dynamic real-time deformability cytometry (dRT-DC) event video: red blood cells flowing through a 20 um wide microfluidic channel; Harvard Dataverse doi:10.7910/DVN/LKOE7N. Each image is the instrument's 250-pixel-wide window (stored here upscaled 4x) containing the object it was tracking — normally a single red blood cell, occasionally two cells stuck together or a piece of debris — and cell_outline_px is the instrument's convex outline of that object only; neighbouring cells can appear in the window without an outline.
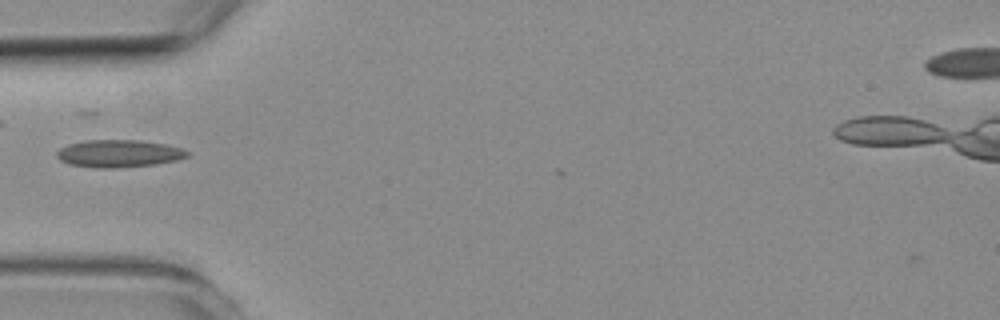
{"species": "common noctule bat (a hibernating species)", "species_latin": "Nyctalus noctula", "temperature_condition": "room temperature", "stored_images_in_passage": 4, "camera_frame_rate_fps": 3000, "um_per_image_px": 0.085, "animal": {"sex": "female", "body_mass_g": 19.3, "forearm_length_mm": 54.1}, "frame": {"image": 1, "passage_image": 2, "time_ms": 1.333, "image_size_px": [1000, 320], "cell_outline_px": [[188, 156], [176, 160], [156, 164], [116, 168], [92, 168], [68, 164], [60, 160], [56, 156], [56, 152], [60, 148], [68, 144], [88, 140], [140, 140], [164, 144], [180, 148], [188, 152]], "centroid_in_image_um": [10.05, 13.06], "position_along_channel_um": 75.0, "area_um2": 20.87}}
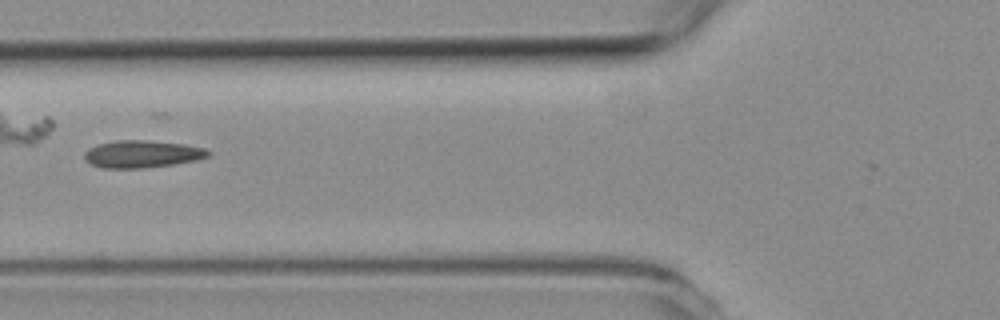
{"frame": {"image": 2, "passage_image": 3, "time_ms": 2.333, "image_size_px": [1000, 320], "cell_outline_px": [[212, 152], [208, 156], [196, 160], [172, 164], [144, 168], [104, 168], [92, 164], [84, 160], [84, 152], [88, 148], [100, 144], [116, 140], [144, 140], [184, 144], [204, 148]], "centroid_in_image_um": [12.06, 13.09], "position_along_channel_um": 113.7, "area_um2": 19.59}}